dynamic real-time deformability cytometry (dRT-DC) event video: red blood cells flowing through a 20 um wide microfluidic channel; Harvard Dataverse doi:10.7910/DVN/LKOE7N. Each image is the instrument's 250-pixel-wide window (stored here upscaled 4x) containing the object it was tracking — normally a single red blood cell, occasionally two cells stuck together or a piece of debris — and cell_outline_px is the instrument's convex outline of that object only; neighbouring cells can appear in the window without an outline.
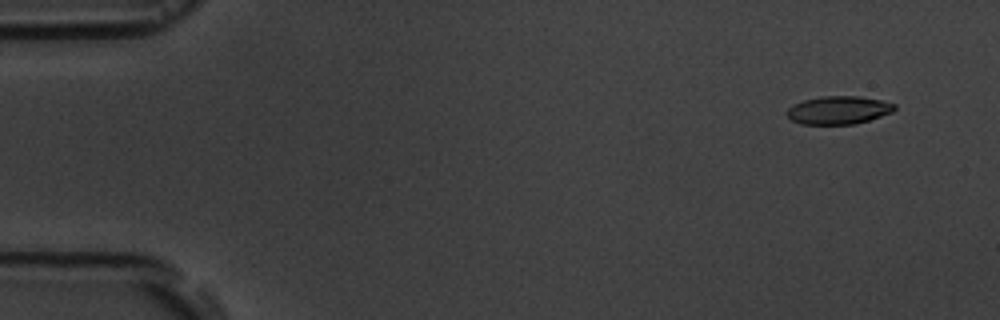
{"species": "common noctule bat (a hibernating species)", "species_latin": "Nyctalus noctula", "temperature_condition": "room temperature", "stored_images_in_passage": 5, "camera_frame_rate_fps": 3000, "um_per_image_px": 0.085, "animal": {"sex": "male", "body_mass_g": 19.5, "forearm_length_mm": 54.6}, "frame": {"image": 1, "passage_image": 2, "time_ms": 1.0, "image_size_px": [1000, 320], "cell_outline_px": [[896, 108], [892, 112], [856, 124], [800, 124], [792, 120], [788, 116], [788, 108], [792, 104], [804, 100], [820, 96], [860, 96], [880, 100], [896, 104]], "centroid_in_image_um": [71.27, 9.35], "position_along_channel_um": 13.7, "area_um2": 17.57}}
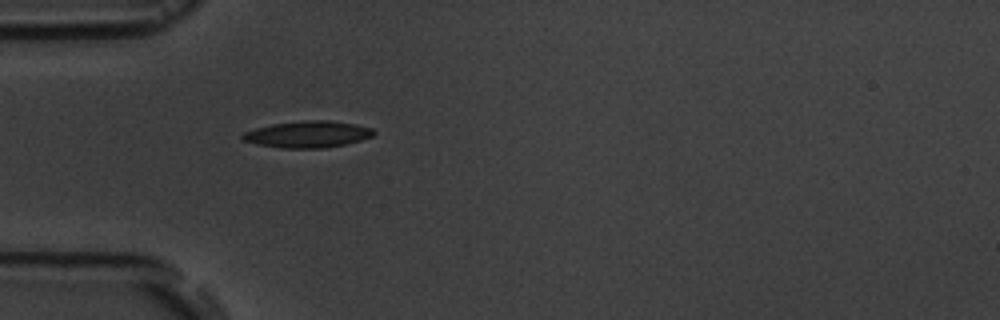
{"frame": {"image": 2, "passage_image": 5, "time_ms": 5.333, "image_size_px": [1000, 320], "cell_outline_px": [[376, 132], [372, 136], [360, 140], [344, 144], [324, 148], [280, 148], [256, 144], [244, 140], [240, 136], [244, 132], [256, 128], [272, 124], [304, 120], [328, 120], [356, 124], [372, 128]], "centroid_in_image_um": [26.15, 11.41], "position_along_channel_um": 58.8, "area_um2": 20.29}}